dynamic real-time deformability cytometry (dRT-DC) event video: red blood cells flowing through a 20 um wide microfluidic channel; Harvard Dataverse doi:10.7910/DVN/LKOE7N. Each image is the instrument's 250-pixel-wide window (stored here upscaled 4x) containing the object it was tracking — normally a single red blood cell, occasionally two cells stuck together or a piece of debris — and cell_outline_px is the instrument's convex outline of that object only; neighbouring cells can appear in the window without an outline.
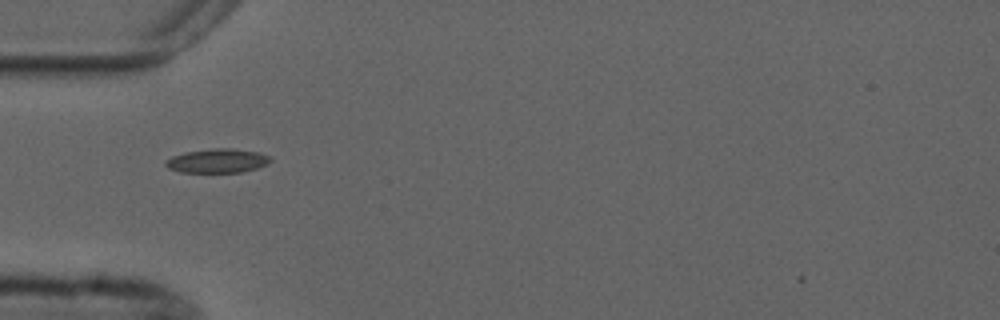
{"species": "common noctule bat (a hibernating species)", "species_latin": "Nyctalus noctula", "temperature_condition": "cold", "stored_images_in_passage": 1, "camera_frame_rate_fps": 3000, "um_per_image_px": 0.085, "animal": {"sex": "male", "forearm_length_mm": 52.5}, "frame": {"image": 1, "passage_image": 1, "time_ms": 0.0, "image_size_px": [1000, 320], "cell_outline_px": [[272, 160], [268, 164], [256, 168], [240, 172], [180, 172], [168, 168], [164, 164], [164, 160], [172, 156], [184, 152], [212, 148], [232, 148], [260, 152], [268, 156]], "centroid_in_image_um": [18.46, 13.66], "position_along_channel_um": 66.5, "area_um2": 14.8}}